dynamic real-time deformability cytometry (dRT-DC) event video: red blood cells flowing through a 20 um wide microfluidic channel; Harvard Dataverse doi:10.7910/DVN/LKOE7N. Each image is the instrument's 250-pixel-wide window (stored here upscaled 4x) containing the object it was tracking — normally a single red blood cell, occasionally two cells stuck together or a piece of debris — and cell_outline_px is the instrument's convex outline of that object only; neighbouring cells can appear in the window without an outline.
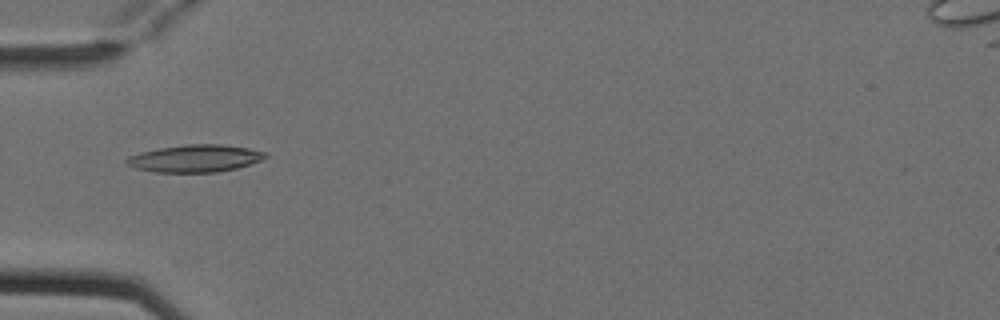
{"species": "Egyptian fruit bat (a non-hibernating species)", "species_latin": "Rousettus aegyptiacus", "temperature_condition": "cold", "stored_images_in_passage": 3, "camera_frame_rate_fps": 3000, "um_per_image_px": 0.085, "animal": {"sex": "female"}, "frame": {"image": 1, "passage_image": 3, "time_ms": 0.667, "image_size_px": [1000, 320], "cell_outline_px": [[268, 156], [260, 160], [236, 168], [216, 172], [156, 172], [136, 168], [128, 164], [124, 160], [128, 156], [140, 152], [160, 148], [184, 144], [224, 144], [248, 148], [264, 152]], "centroid_in_image_um": [16.56, 13.45], "position_along_channel_um": 68.4, "area_um2": 21.91}}